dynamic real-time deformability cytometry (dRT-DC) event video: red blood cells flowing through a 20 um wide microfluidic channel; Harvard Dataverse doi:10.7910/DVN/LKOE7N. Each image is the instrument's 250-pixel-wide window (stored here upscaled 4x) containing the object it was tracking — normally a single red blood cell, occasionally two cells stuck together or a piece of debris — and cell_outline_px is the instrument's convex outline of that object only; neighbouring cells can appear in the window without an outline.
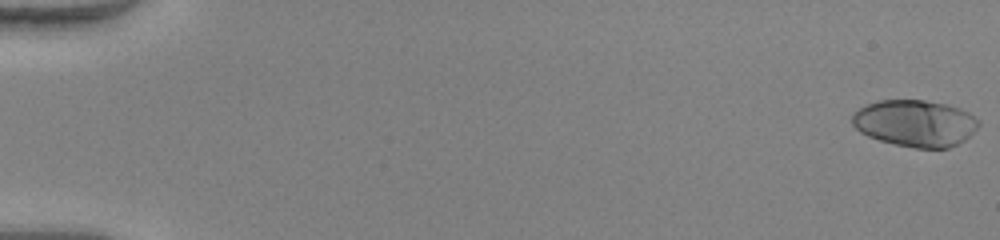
{"species": "human", "species_latin": "Homo sapiens", "temperature_condition": "warm", "stored_images_in_passage": 52, "camera_frame_rate_fps": 3000, "um_per_image_px": 0.085, "donor": {"sex": "female"}, "frame": {"image": 1, "passage_image": 1, "time_ms": 0.0, "image_size_px": [1000, 240], "cell_outline_px": [[980, 124], [964, 140], [948, 148], [916, 148], [896, 144], [880, 140], [868, 136], [860, 132], [852, 124], [852, 116], [860, 108], [876, 100], [924, 100], [948, 104], [960, 108], [968, 112], [980, 120]], "centroid_in_image_um": [77.8, 10.46], "position_along_channel_um": 7.2, "area_um2": 34.28}}
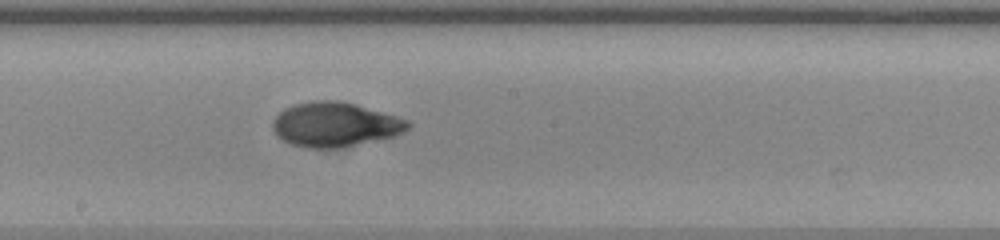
{"frame": {"image": 2, "passage_image": 30, "time_ms": 9.667, "image_size_px": [1000, 240], "cell_outline_px": [[412, 124], [404, 132], [396, 136], [340, 148], [308, 148], [288, 144], [280, 140], [276, 136], [272, 128], [272, 120], [284, 108], [292, 104], [312, 100], [336, 100], [356, 104], [396, 116], [408, 120]], "centroid_in_image_um": [28.44, 10.59], "position_along_channel_um": 219.8, "area_um2": 35.55}}
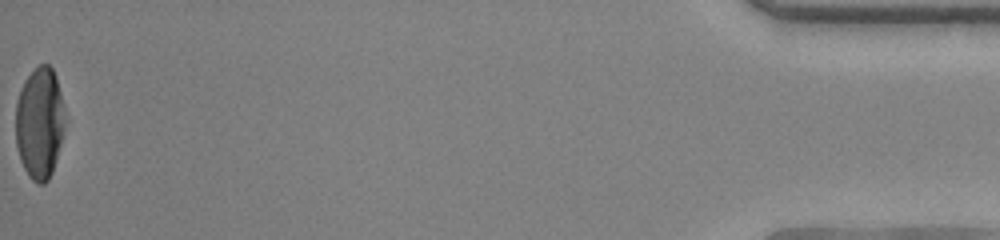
{"frame": {"image": 3, "passage_image": 52, "time_ms": 17.0, "image_size_px": [1000, 240], "cell_outline_px": [[64, 132], [52, 172], [48, 180], [44, 184], [36, 184], [28, 176], [20, 160], [16, 144], [16, 100], [20, 88], [24, 80], [40, 64], [48, 64], [52, 68], [56, 76], [64, 108]], "centroid_in_image_um": [3.36, 10.47], "position_along_channel_um": 431.8, "area_um2": 32.19}, "authors_computed_cell_mechanics": {"area_um2": 33.813, "velocity_mm_per_s": 4.1275, "shape_relaxation_time_tau1_ms": 6.1343, "shape_relaxation_time_tau2_ms": 1.7104, "deformation_change_tau1": 0.2849, "deformation_change_tau2": 0.0455}}